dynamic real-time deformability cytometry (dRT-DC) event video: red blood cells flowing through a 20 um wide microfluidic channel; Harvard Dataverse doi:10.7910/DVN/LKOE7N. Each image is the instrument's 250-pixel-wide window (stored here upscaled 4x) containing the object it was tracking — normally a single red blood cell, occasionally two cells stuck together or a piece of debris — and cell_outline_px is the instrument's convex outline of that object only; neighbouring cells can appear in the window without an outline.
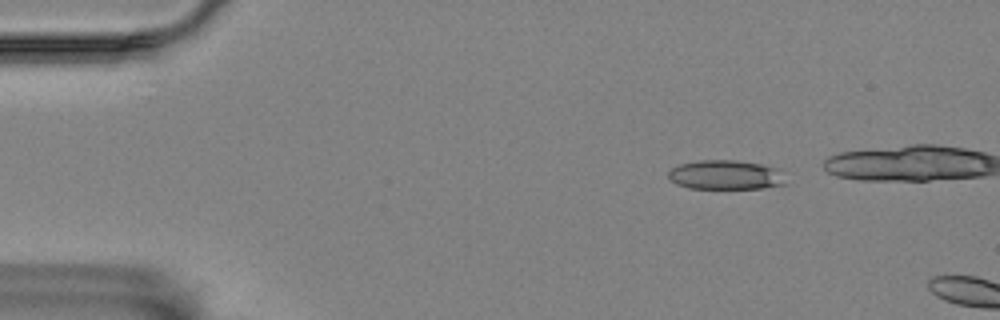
{"species": "Egyptian fruit bat (a non-hibernating species)", "species_latin": "Rousettus aegyptiacus", "temperature_condition": "room temperature", "stored_images_in_passage": 5, "camera_frame_rate_fps": 3000, "um_per_image_px": 0.085, "animal": {"sex": "female"}, "frame": {"image": 1, "passage_image": 1, "time_ms": 0.0, "image_size_px": [1000, 320], "cell_outline_px": [[788, 184], [760, 188], [688, 188], [676, 184], [668, 176], [668, 172], [672, 168], [680, 164], [700, 160], [736, 160], [760, 164], [780, 168]], "centroid_in_image_um": [61.72, 14.86], "position_along_channel_um": 23.3, "area_um2": 20.17}}